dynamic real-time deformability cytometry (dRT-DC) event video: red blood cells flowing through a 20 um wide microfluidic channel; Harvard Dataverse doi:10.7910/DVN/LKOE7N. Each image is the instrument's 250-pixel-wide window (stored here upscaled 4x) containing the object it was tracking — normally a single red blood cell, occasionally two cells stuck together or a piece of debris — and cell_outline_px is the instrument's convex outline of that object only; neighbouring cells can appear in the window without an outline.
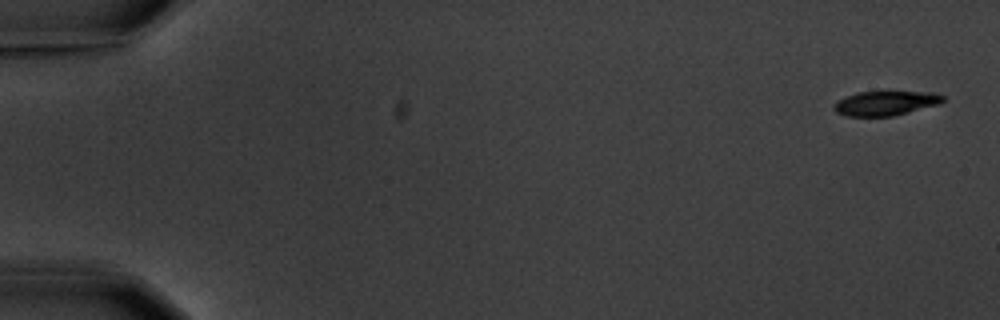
{"species": "common noctule bat (a hibernating species)", "species_latin": "Nyctalus noctula", "temperature_condition": "warm", "stored_images_in_passage": 3, "camera_frame_rate_fps": 3000, "um_per_image_px": 0.085, "animal": {"sex": "male", "body_mass_g": 20.1, "forearm_length_mm": 53.5}, "frame": {"image": 1, "passage_image": 1, "time_ms": 0.0, "image_size_px": [1000, 320], "cell_outline_px": [[944, 100], [940, 104], [892, 116], [848, 116], [836, 112], [832, 108], [836, 100], [860, 92], [888, 88], [932, 92], [944, 96]], "centroid_in_image_um": [75.31, 8.71], "position_along_channel_um": 9.7, "area_um2": 16.42}}